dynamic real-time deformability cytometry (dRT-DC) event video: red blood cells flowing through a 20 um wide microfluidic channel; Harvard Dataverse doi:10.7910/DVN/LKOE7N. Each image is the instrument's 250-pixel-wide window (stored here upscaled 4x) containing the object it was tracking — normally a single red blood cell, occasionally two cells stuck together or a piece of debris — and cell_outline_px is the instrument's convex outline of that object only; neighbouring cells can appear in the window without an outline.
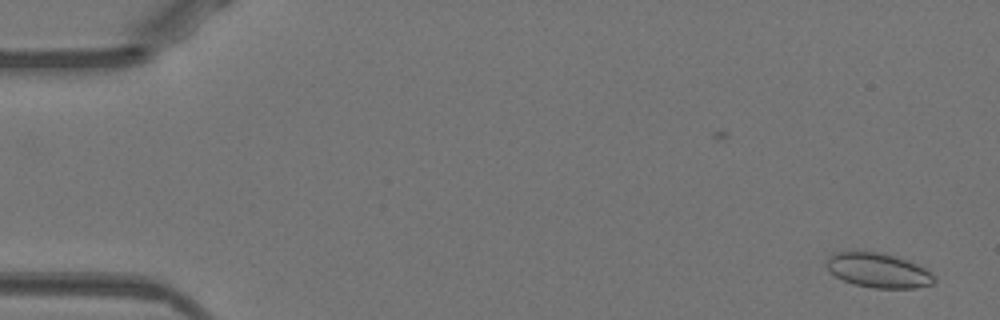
{"species": "Egyptian fruit bat (a non-hibernating species)", "species_latin": "Rousettus aegyptiacus", "temperature_condition": "warm", "stored_images_in_passage": 51, "camera_frame_rate_fps": 3000, "um_per_image_px": 0.085, "animal": {"sex": "female"}, "frame": {"image": 1, "passage_image": 2, "time_ms": 0.333, "image_size_px": [1000, 320], "cell_outline_px": [[936, 280], [932, 284], [916, 288], [872, 288], [856, 284], [844, 280], [836, 276], [824, 264], [828, 256], [836, 252], [884, 252], [908, 260], [924, 268], [936, 276]], "centroid_in_image_um": [74.68, 22.98], "position_along_channel_um": 10.3, "area_um2": 21.68}}
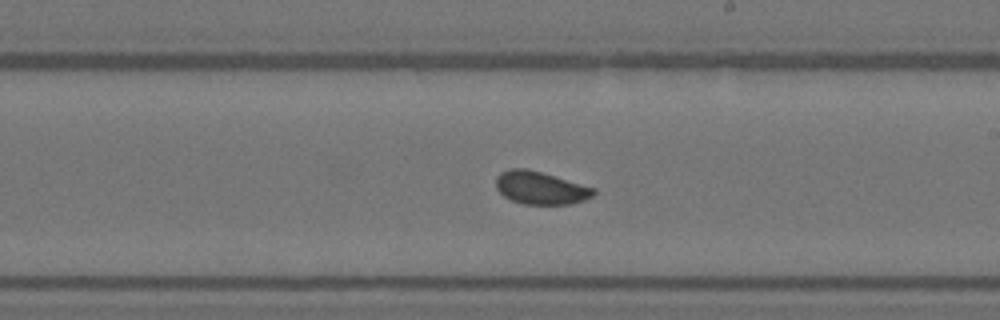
{"frame": {"image": 2, "passage_image": 30, "time_ms": 9.667, "image_size_px": [1000, 320], "cell_outline_px": [[596, 192], [592, 196], [584, 200], [572, 204], [524, 204], [512, 200], [504, 196], [496, 188], [496, 176], [500, 172], [512, 168], [528, 168], [596, 188]], "centroid_in_image_um": [45.95, 15.96], "position_along_channel_um": 243.1, "area_um2": 18.73}}
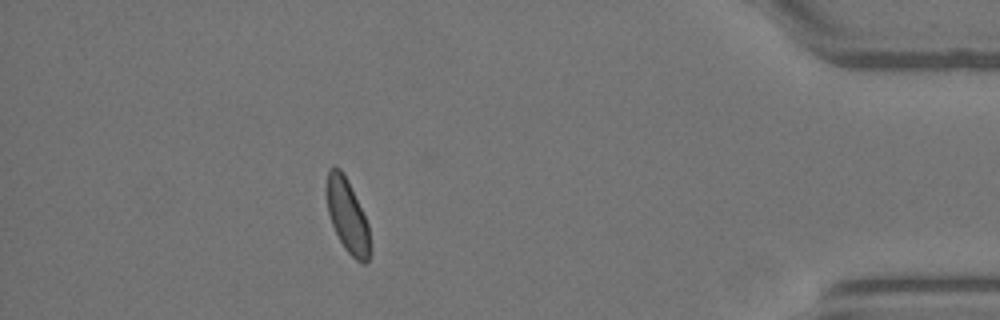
{"frame": {"image": 3, "passage_image": 46, "time_ms": 15.0, "image_size_px": [1000, 320], "cell_outline_px": [[368, 260], [364, 264], [356, 260], [344, 248], [332, 224], [328, 212], [324, 188], [328, 168], [340, 168], [344, 172], [368, 224]], "centroid_in_image_um": [29.46, 18.26], "position_along_channel_um": 405.7, "area_um2": 18.32}, "authors_computed_cell_mechanics": {"area_um2": 18.9584, "velocity_mm_per_s": 3.943, "shape_relaxation_time_tau1_ms": 5.0851, "shape_relaxation_time_tau2_ms": null, "deformation_change_tau1": 0.062, "deformation_change_tau2": null}}